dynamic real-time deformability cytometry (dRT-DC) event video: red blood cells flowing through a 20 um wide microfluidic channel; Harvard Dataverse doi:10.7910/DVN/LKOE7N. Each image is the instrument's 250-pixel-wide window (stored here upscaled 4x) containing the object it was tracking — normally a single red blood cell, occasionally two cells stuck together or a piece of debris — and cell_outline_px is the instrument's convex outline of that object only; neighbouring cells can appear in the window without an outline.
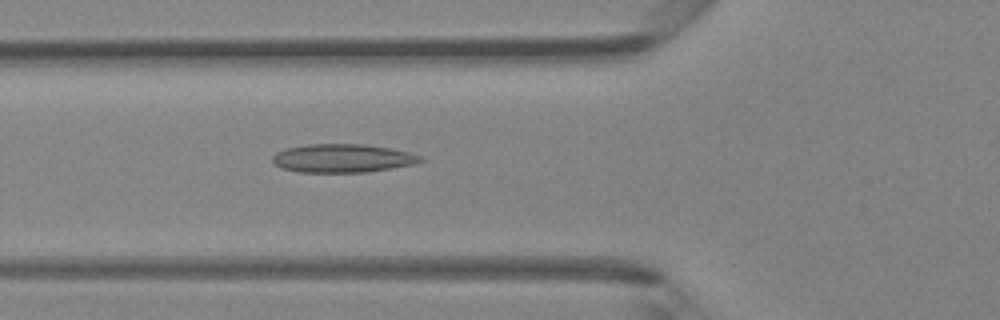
{"species": "Egyptian fruit bat (a non-hibernating species)", "species_latin": "Rousettus aegyptiacus", "temperature_condition": "room temperature", "stored_images_in_passage": 36, "camera_frame_rate_fps": 3000, "um_per_image_px": 0.085, "animal": {"sex": "female"}, "frame": {"image": 1, "passage_image": 8, "time_ms": 2.333, "image_size_px": [1000, 320], "cell_outline_px": [[424, 160], [412, 164], [392, 168], [368, 172], [300, 172], [280, 168], [272, 164], [272, 156], [276, 152], [288, 148], [308, 144], [364, 144], [388, 148], [408, 152], [420, 156]], "centroid_in_image_um": [29.06, 13.46], "position_along_channel_um": 96.7, "area_um2": 24.45}}
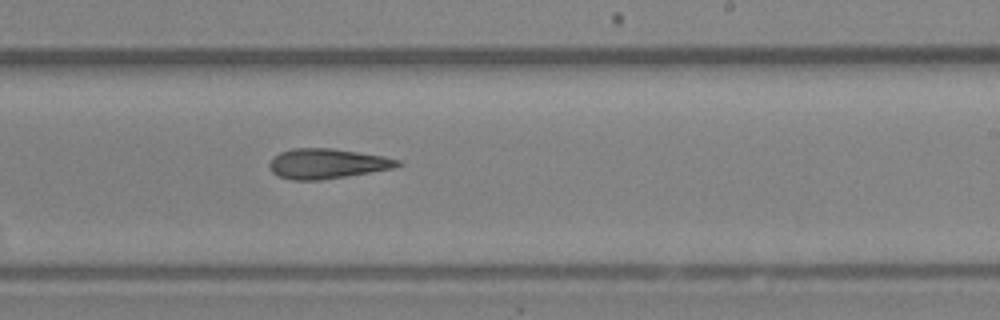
{"frame": {"image": 2, "passage_image": 19, "time_ms": 6.0, "image_size_px": [1000, 320], "cell_outline_px": [[404, 164], [392, 168], [320, 180], [292, 180], [280, 176], [272, 172], [268, 164], [272, 156], [280, 152], [292, 148], [332, 148], [384, 156], [400, 160]], "centroid_in_image_um": [27.77, 13.89], "position_along_channel_um": 261.2, "area_um2": 22.31}}
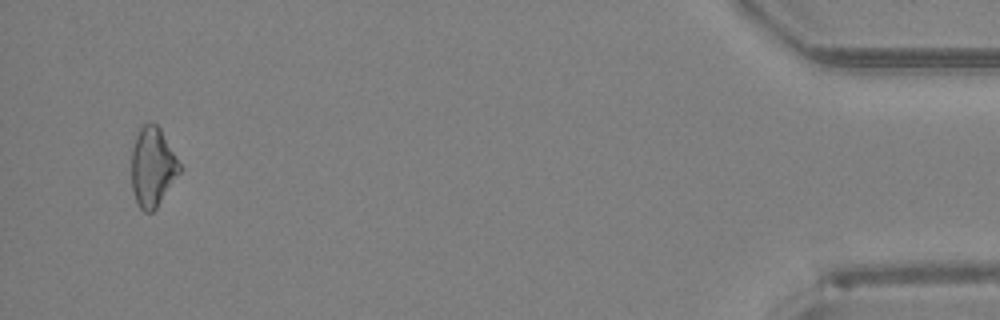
{"frame": {"image": 3, "passage_image": 35, "time_ms": 11.333, "image_size_px": [1000, 320], "cell_outline_px": [[180, 172], [156, 208], [152, 212], [144, 212], [136, 204], [132, 188], [132, 148], [136, 136], [140, 128], [144, 124], [156, 124], [160, 128], [176, 156], [180, 164]], "centroid_in_image_um": [12.95, 14.22], "position_along_channel_um": 422.2, "area_um2": 21.96}}